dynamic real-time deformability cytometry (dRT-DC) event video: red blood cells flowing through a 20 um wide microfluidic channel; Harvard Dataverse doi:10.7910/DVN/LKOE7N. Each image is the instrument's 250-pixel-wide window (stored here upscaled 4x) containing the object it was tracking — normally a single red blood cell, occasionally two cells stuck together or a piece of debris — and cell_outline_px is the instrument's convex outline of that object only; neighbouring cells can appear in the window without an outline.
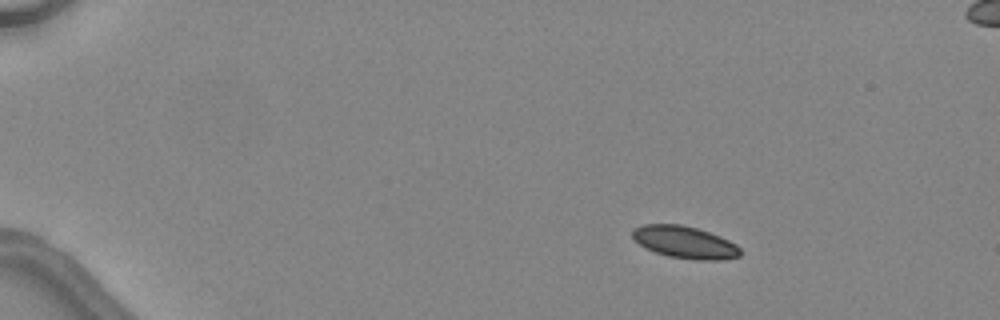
{"species": "common noctule bat (a hibernating species)", "species_latin": "Nyctalus noctula", "temperature_condition": "warm", "stored_images_in_passage": 5, "camera_frame_rate_fps": 3000, "um_per_image_px": 0.085, "animal": {"sex": "female", "body_mass_g": 24.6, "forearm_length_mm": 56.2}, "frame": {"image": 1, "passage_image": 2, "time_ms": 1.333, "image_size_px": [1000, 320], "cell_outline_px": [[740, 256], [724, 260], [692, 260], [668, 256], [644, 248], [632, 236], [632, 228], [640, 224], [680, 224], [696, 228], [720, 236], [736, 244], [740, 248]], "centroid_in_image_um": [58.19, 20.59], "position_along_channel_um": 26.8, "area_um2": 20.35}}